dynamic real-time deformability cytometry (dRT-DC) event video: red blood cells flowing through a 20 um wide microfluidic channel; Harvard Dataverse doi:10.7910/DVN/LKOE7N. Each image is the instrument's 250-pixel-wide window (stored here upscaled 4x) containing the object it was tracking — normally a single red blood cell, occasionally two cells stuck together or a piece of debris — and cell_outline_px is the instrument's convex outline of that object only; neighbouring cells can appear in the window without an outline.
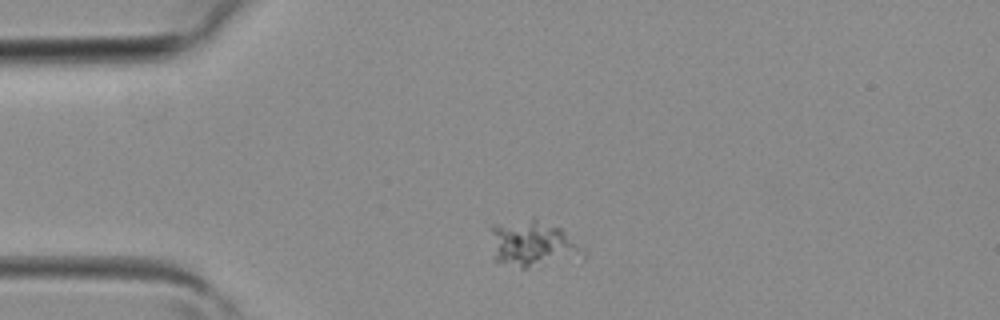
{"species": "common noctule bat (a hibernating species)", "species_latin": "Nyctalus noctula", "temperature_condition": "room temperature", "stored_images_in_passage": 2, "camera_frame_rate_fps": 3000, "um_per_image_px": 0.085, "animal": {"sex": "female", "body_mass_g": 19.3, "forearm_length_mm": 54.1}, "frame": {"image": 1, "passage_image": 1, "time_ms": 0.0, "image_size_px": [1000, 320], "cell_outline_px": [[588, 256], [584, 260], [528, 268], [524, 268], [492, 260], [488, 228], [496, 224], [532, 216], [536, 216], [560, 228], [588, 252]], "centroid_in_image_um": [45.3, 20.73], "position_along_channel_um": 39.7, "area_um2": 26.53}}